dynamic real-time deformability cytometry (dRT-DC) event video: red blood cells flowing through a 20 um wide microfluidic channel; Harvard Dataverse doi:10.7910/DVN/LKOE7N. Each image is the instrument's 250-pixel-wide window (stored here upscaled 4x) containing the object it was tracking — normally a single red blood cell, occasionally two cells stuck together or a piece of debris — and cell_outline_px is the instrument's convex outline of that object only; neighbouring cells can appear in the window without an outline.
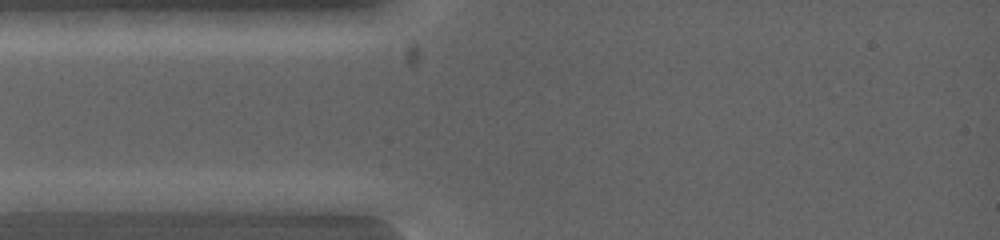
{"species": "common noctule bat (a hibernating species)", "species_latin": "Nyctalus noctula", "temperature_condition": "warm", "stored_images_in_passage": 3, "camera_frame_rate_fps": 5000, "um_per_image_px": 0.085, "animal": {"sex": "female", "body_mass_g": 19.0, "forearm_length_mm": 53.3}, "frame": {"image": 1, "passage_image": 1, "time_ms": 0.0, "image_size_px": [1000, 240], "cell_outline_px": [[184, 200], [172, 208], [140, 212], [16, 212], [16, 200], [80, 192], [164, 192]], "centroid_in_image_um": [8.45, 17.21], "position_along_channel_um": 76.5, "area_um2": 20.69}}